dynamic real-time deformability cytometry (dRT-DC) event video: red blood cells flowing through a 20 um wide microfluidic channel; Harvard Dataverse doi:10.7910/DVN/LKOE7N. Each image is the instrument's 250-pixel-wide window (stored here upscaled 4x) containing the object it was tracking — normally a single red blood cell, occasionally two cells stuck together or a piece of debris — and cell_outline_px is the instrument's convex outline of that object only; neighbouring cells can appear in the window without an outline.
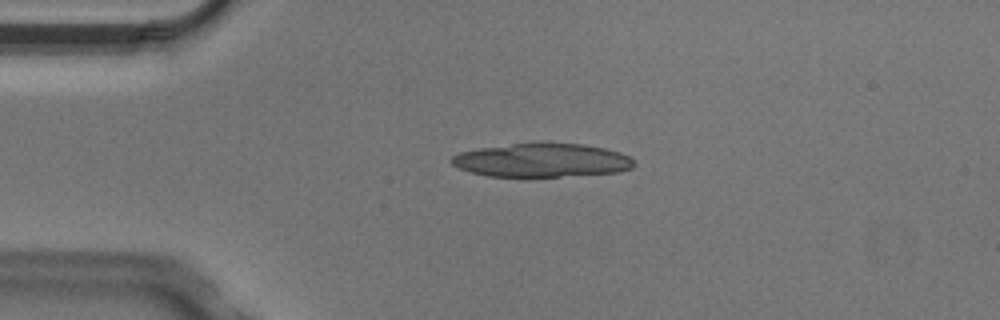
{"species": "Egyptian fruit bat (a non-hibernating species)", "species_latin": "Rousettus aegyptiacus", "temperature_condition": "cold", "stored_images_in_passage": 3, "camera_frame_rate_fps": 3000, "um_per_image_px": 0.085, "animal": {"sex": "male"}, "frame": {"image": 1, "passage_image": 2, "time_ms": 0.333, "image_size_px": [1000, 320], "cell_outline_px": [[636, 164], [632, 168], [616, 172], [560, 176], [488, 176], [472, 172], [460, 168], [452, 164], [448, 160], [452, 156], [460, 152], [480, 148], [532, 140], [544, 140], [584, 144], [604, 148], [620, 152], [628, 156]], "centroid_in_image_um": [46.04, 13.57], "position_along_channel_um": 39.0, "area_um2": 36.53}}